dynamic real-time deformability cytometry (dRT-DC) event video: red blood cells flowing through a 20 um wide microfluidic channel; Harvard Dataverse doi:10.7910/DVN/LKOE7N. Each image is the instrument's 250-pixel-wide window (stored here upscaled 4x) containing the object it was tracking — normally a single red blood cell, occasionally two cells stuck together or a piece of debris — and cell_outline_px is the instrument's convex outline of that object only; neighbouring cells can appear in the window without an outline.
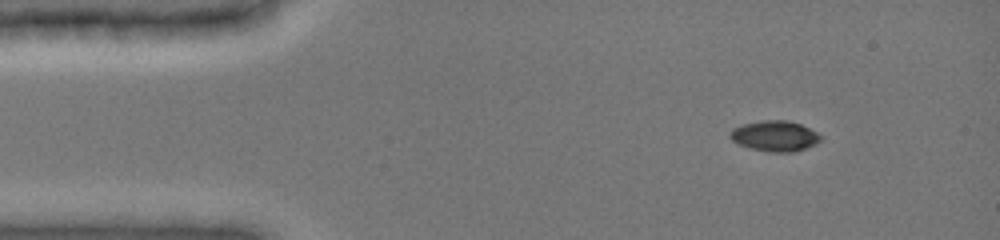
{"species": "common noctule bat (a hibernating species)", "species_latin": "Nyctalus noctula", "temperature_condition": "cold", "stored_images_in_passage": 43, "camera_frame_rate_fps": 3000, "um_per_image_px": 0.085, "animal": {"sex": "female", "body_mass_g": 19.0, "forearm_length_mm": 51.5}, "frame": {"image": 1, "passage_image": 1, "time_ms": 0.0, "image_size_px": [1000, 240], "cell_outline_px": [[824, 136], [816, 144], [792, 152], [776, 152], [752, 148], [740, 144], [732, 140], [728, 136], [732, 128], [744, 124], [764, 120], [788, 120], [800, 124]], "centroid_in_image_um": [65.87, 11.54], "position_along_channel_um": 19.1, "area_um2": 15.9}}
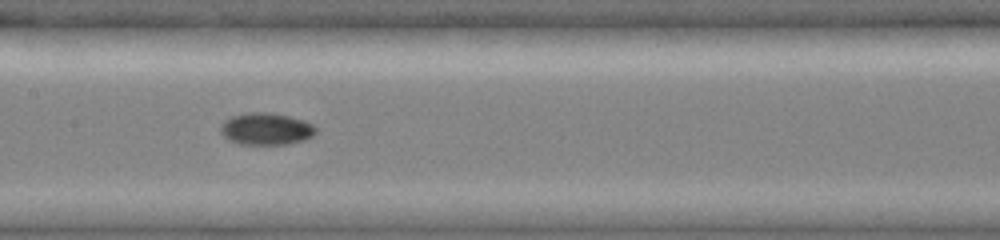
{"frame": {"image": 2, "passage_image": 19, "time_ms": 6.0, "image_size_px": [1000, 240], "cell_outline_px": [[316, 132], [312, 136], [304, 140], [288, 144], [240, 144], [228, 140], [220, 132], [220, 128], [224, 120], [232, 116], [248, 112], [264, 112], [288, 116], [304, 120], [312, 124], [316, 128]], "centroid_in_image_um": [22.61, 10.96], "position_along_channel_um": 184.8, "area_um2": 17.74}}
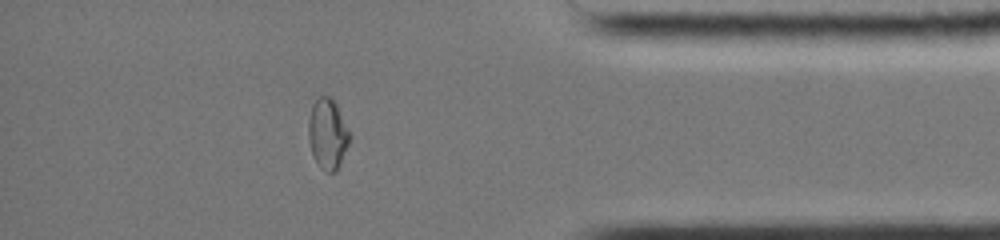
{"frame": {"image": 3, "passage_image": 37, "time_ms": 12.0, "image_size_px": [1000, 240], "cell_outline_px": [[352, 136], [340, 164], [336, 172], [328, 172], [320, 168], [312, 156], [308, 140], [308, 120], [312, 104], [320, 96], [328, 96], [336, 104]], "centroid_in_image_um": [27.84, 11.41], "position_along_channel_um": 407.4, "area_um2": 17.05}, "authors_computed_cell_mechanics": {"area_um2": 16.762, "velocity_mm_per_s": 3.9759, "shape_relaxation_time_tau1_ms": null, "shape_relaxation_time_tau2_ms": 4.467, "deformation_change_tau1": null, "deformation_change_tau2": 0.0304}}